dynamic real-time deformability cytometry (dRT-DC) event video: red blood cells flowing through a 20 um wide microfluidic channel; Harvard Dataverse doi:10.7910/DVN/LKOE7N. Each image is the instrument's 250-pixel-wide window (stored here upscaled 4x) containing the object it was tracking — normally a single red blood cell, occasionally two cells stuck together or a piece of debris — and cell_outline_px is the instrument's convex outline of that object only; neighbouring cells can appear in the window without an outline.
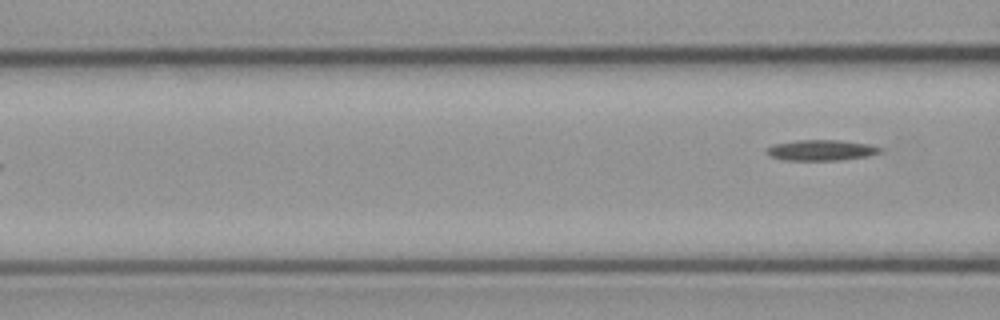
{"species": "common noctule bat (a hibernating species)", "species_latin": "Nyctalus noctula", "temperature_condition": "cold", "stored_images_in_passage": 4, "camera_frame_rate_fps": 3000, "um_per_image_px": 0.085, "animal": {"sex": "male", "body_mass_g": 23.1, "forearm_length_mm": 52.7}, "frame": {"image": 1, "passage_image": 4, "time_ms": 4.333, "image_size_px": [1000, 320], "cell_outline_px": [[880, 152], [868, 156], [840, 160], [784, 160], [772, 156], [764, 152], [764, 148], [772, 144], [796, 140], [836, 140], [868, 144], [880, 148]], "centroid_in_image_um": [69.71, 12.76], "position_along_channel_um": 96.9, "area_um2": 13.64}}